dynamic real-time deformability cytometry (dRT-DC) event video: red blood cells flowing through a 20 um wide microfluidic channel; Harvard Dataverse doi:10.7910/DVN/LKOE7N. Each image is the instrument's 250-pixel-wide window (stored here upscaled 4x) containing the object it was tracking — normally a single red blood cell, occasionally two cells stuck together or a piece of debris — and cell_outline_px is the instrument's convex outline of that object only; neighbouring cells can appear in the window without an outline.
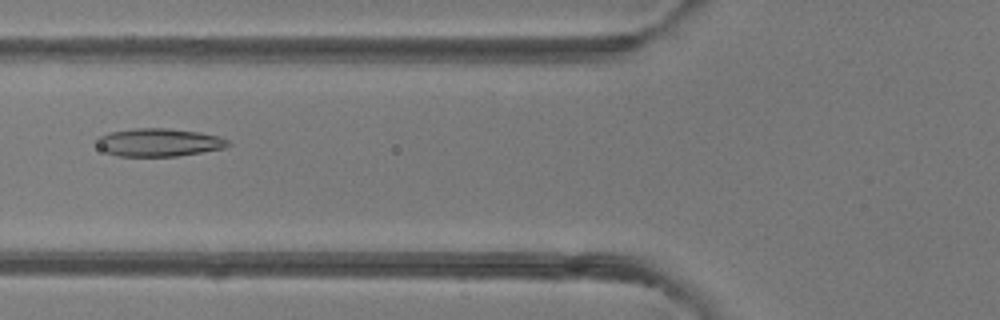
{"species": "common noctule bat (a hibernating species)", "species_latin": "Nyctalus noctula", "temperature_condition": "room temperature", "stored_images_in_passage": 46, "camera_frame_rate_fps": 3000, "um_per_image_px": 0.085, "animal": {"sex": "female"}, "frame": {"image": 1, "passage_image": 16, "time_ms": 5.0, "image_size_px": [1000, 320], "cell_outline_px": [[232, 144], [224, 148], [176, 156], [116, 156], [100, 148], [96, 140], [96, 136], [108, 132], [132, 128], [164, 128], [200, 132], [220, 136], [228, 140]], "centroid_in_image_um": [13.49, 12.09], "position_along_channel_um": 112.3, "area_um2": 21.5}}
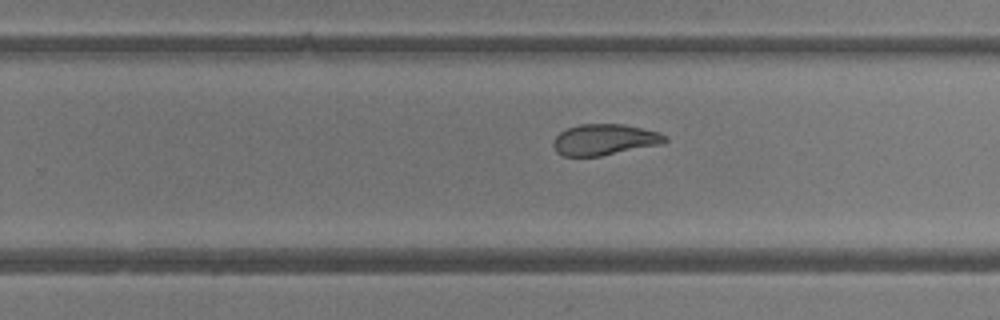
{"frame": {"image": 2, "passage_image": 28, "time_ms": 9.0, "image_size_px": [1000, 320], "cell_outline_px": [[668, 140], [660, 144], [600, 156], [564, 156], [556, 152], [552, 144], [552, 140], [560, 132], [568, 128], [580, 124], [624, 124], [660, 132], [668, 136]], "centroid_in_image_um": [51.37, 11.86], "position_along_channel_um": 278.4, "area_um2": 20.23}}
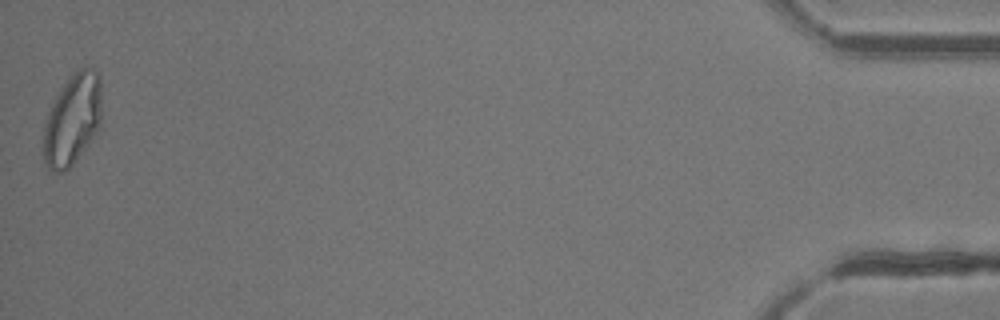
{"frame": {"image": 3, "passage_image": 46, "time_ms": 15.0, "image_size_px": [1000, 320], "cell_outline_px": [[100, 128], [76, 160], [64, 172], [52, 172], [48, 168], [44, 160], [44, 124], [48, 112], [60, 88], [80, 68], [92, 68], [100, 76]], "centroid_in_image_um": [6.15, 10.19], "position_along_channel_um": 429.1, "area_um2": 30.52}, "authors_computed_cell_mechanics": {"area_um2": 23.0333, "velocity_mm_per_s": 4.1502, "shape_relaxation_time_tau1_ms": 9.869, "shape_relaxation_time_tau2_ms": 1.7224, "deformation_change_tau1": 0.2448, "deformation_change_tau2": 0.0776}}